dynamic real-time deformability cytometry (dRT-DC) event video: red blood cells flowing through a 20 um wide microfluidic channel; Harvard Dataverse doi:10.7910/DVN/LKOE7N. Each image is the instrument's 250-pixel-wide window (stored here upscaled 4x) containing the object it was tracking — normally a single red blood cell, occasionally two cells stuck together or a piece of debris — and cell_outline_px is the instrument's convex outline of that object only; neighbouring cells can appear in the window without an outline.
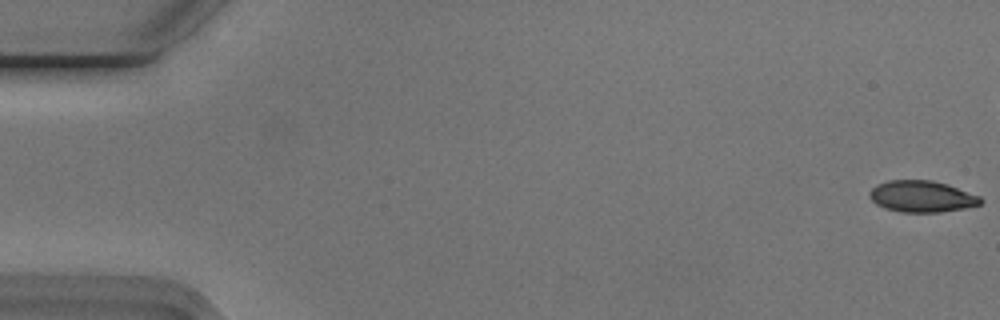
{"species": "Egyptian fruit bat (a non-hibernating species)", "species_latin": "Rousettus aegyptiacus", "temperature_condition": "cold", "stored_images_in_passage": 9, "camera_frame_rate_fps": 3000, "um_per_image_px": 0.085, "animal": {"sex": "male"}, "frame": {"image": 1, "passage_image": 1, "time_ms": 0.0, "image_size_px": [1000, 320], "cell_outline_px": [[984, 200], [980, 204], [964, 208], [940, 212], [904, 212], [884, 208], [876, 204], [868, 196], [868, 192], [876, 184], [888, 180], [932, 180], [948, 184], [980, 196]], "centroid_in_image_um": [78.34, 16.69], "position_along_channel_um": 6.7, "area_um2": 20.46}}